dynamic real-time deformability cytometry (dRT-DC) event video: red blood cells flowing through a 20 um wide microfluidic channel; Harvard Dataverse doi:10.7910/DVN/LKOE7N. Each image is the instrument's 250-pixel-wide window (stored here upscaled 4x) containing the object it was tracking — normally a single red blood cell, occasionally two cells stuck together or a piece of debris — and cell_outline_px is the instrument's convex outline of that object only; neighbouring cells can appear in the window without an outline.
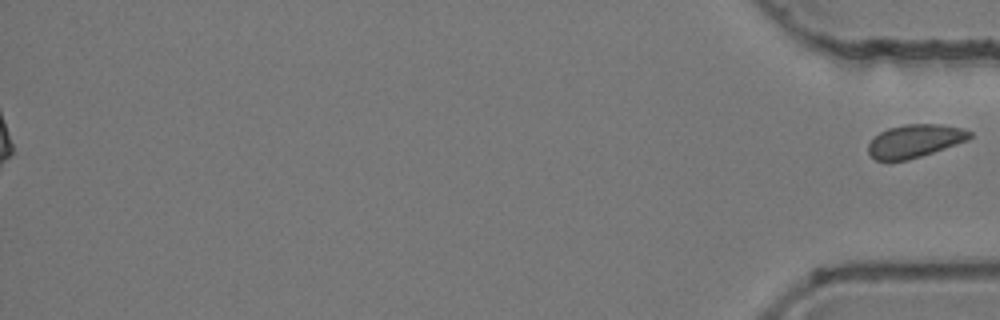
{"species": "common noctule bat (a hibernating species)", "species_latin": "Nyctalus noctula", "temperature_condition": "room temperature", "stored_images_in_passage": 55, "segment_of_instrument_passage": [2, 2], "camera_frame_rate_fps": 3000, "um_per_image_px": 0.085, "animal": {"sex": "female", "body_mass_g": 24.6, "forearm_length_mm": 56.2}, "frame": {"image": 1, "passage_image": 55, "time_ms": 18.0, "image_size_px": [1000, 320], "cell_outline_px": [[972, 136], [968, 140], [908, 160], [876, 160], [868, 152], [868, 144], [880, 132], [888, 128], [908, 124], [940, 124], [960, 128], [972, 132]], "centroid_in_image_um": [77.76, 11.97], "position_along_channel_um": 357.4, "area_um2": 19.19}}